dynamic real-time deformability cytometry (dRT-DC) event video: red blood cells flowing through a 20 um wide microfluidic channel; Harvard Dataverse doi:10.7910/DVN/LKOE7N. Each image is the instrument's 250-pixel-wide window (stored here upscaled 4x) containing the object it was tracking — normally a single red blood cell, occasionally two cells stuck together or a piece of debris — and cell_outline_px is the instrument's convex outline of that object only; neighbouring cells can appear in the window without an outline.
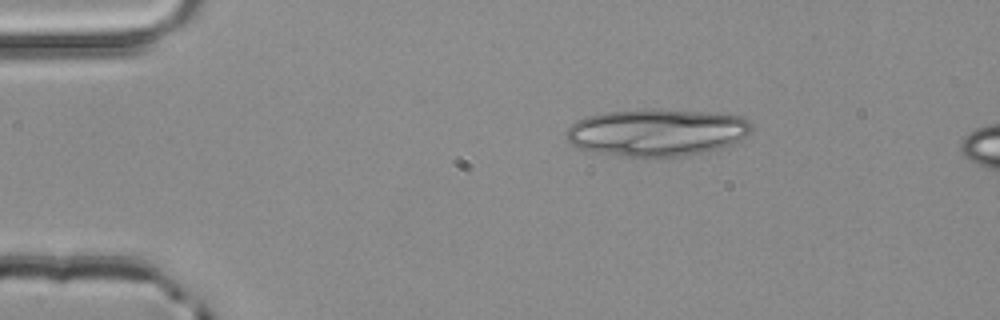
{"species": "common noctule bat (a hibernating species)", "species_latin": "Nyctalus noctula", "temperature_condition": "room temperature", "stored_images_in_passage": 3, "camera_frame_rate_fps": 3000, "um_per_image_px": 0.085, "animal": {"sex": "male", "body_mass_g": 20.4}, "frame": {"image": 1, "passage_image": 1, "time_ms": 0.0, "image_size_px": [1000, 320], "cell_outline_px": [[752, 128], [740, 140], [732, 144], [720, 148], [684, 156], [620, 156], [596, 152], [580, 148], [572, 144], [564, 136], [568, 128], [576, 120], [588, 116], [604, 112], [720, 112], [744, 116], [752, 124]], "centroid_in_image_um": [55.85, 11.28], "position_along_channel_um": 29.1, "area_um2": 49.77}}